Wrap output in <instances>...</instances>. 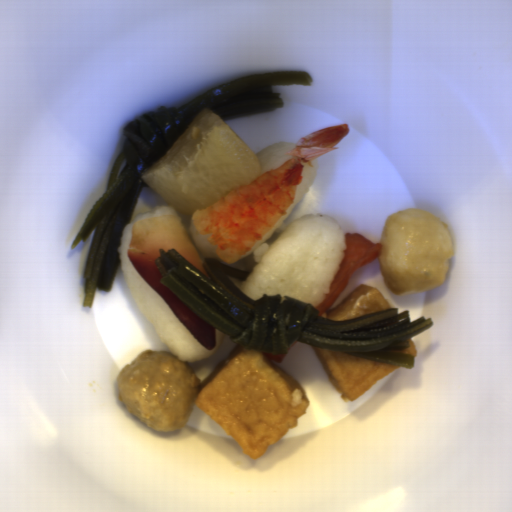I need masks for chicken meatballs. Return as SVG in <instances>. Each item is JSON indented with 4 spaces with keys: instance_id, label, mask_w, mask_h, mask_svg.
I'll use <instances>...</instances> for the list:
<instances>
[{
    "instance_id": "1",
    "label": "chicken meatballs",
    "mask_w": 512,
    "mask_h": 512,
    "mask_svg": "<svg viewBox=\"0 0 512 512\" xmlns=\"http://www.w3.org/2000/svg\"><path fill=\"white\" fill-rule=\"evenodd\" d=\"M201 384L187 361L148 348L118 373V400L152 430L172 432L188 424Z\"/></svg>"
}]
</instances>
